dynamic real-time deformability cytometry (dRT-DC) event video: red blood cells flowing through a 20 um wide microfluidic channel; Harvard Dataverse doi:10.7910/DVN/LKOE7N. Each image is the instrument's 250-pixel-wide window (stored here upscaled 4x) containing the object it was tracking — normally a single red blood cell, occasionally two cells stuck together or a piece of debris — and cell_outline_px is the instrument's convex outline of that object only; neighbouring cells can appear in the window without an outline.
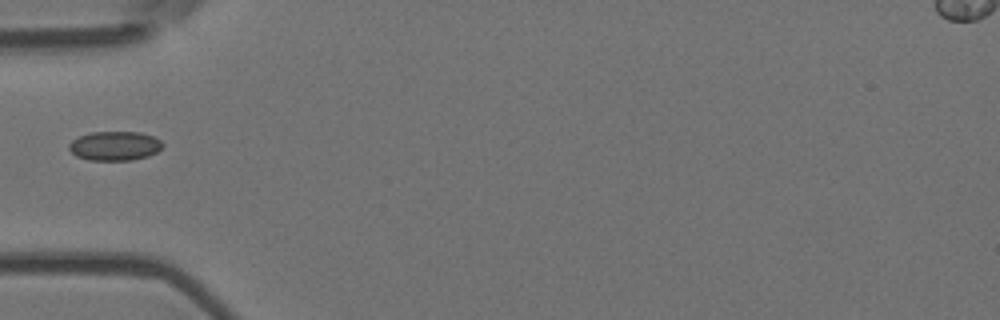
{"species": "Egyptian fruit bat (a non-hibernating species)", "species_latin": "Rousettus aegyptiacus", "temperature_condition": "room temperature", "stored_images_in_passage": 5, "camera_frame_rate_fps": 3000, "um_per_image_px": 0.085, "animal": {"sex": "female"}, "frame": {"image": 1, "passage_image": 5, "time_ms": 1.333, "image_size_px": [1000, 320], "cell_outline_px": [[164, 144], [156, 152], [148, 156], [132, 160], [88, 160], [76, 156], [68, 148], [68, 144], [72, 140], [80, 136], [92, 132], [140, 132], [152, 136], [160, 140]], "centroid_in_image_um": [9.74, 12.4], "position_along_channel_um": 75.3, "area_um2": 15.9}}